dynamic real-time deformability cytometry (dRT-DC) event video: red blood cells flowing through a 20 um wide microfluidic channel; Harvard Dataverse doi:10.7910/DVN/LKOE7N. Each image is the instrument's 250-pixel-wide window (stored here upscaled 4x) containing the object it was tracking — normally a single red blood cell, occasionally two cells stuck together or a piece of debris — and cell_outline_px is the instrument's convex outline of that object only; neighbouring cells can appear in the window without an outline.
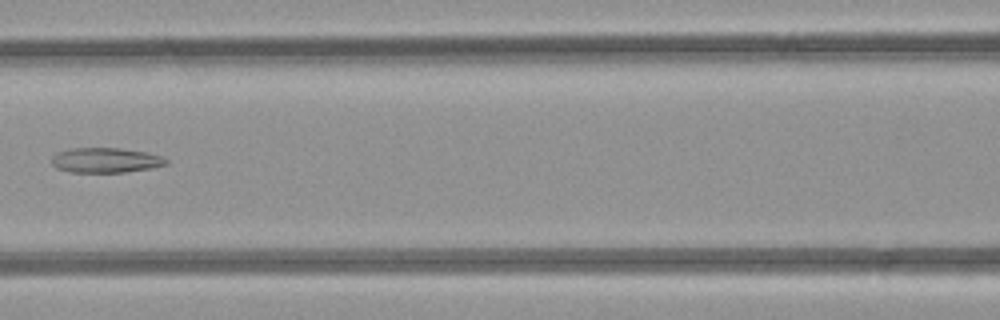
{"species": "common noctule bat (a hibernating species)", "species_latin": "Nyctalus noctula", "temperature_condition": "room temperature", "stored_images_in_passage": 6, "camera_frame_rate_fps": 3000, "um_per_image_px": 0.085, "animal": {"sex": "female", "body_mass_g": 21.9}, "frame": {"image": 1, "passage_image": 6, "time_ms": 6.667, "image_size_px": [1000, 320], "cell_outline_px": [[168, 164], [152, 168], [124, 172], [68, 172], [56, 168], [52, 164], [52, 156], [56, 152], [68, 148], [120, 148], [148, 152], [160, 156], [168, 160]], "centroid_in_image_um": [8.96, 13.61], "position_along_channel_um": 157.6, "area_um2": 16.82}}